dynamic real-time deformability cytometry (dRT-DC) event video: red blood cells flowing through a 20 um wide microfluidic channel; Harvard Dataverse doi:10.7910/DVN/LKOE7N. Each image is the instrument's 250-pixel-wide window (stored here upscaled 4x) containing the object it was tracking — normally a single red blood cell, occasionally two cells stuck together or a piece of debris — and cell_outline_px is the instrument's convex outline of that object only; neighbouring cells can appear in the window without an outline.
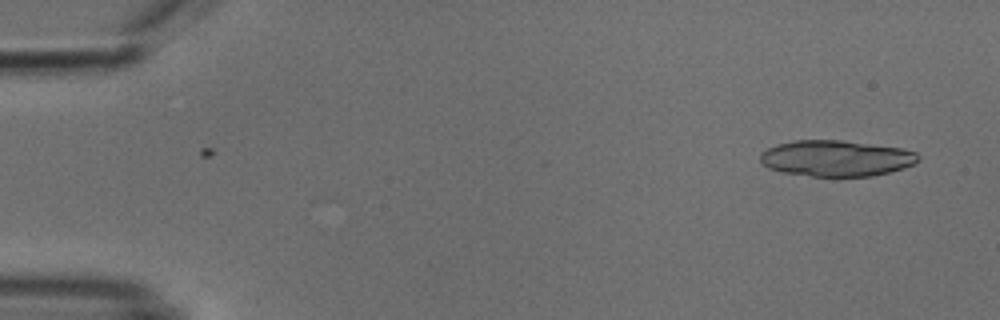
{"species": "common noctule bat (a hibernating species)", "species_latin": "Nyctalus noctula", "temperature_condition": "cold", "stored_images_in_passage": 33, "camera_frame_rate_fps": 3000, "um_per_image_px": 0.085, "animal": {"sex": "male", "body_mass_g": 18.8}, "frame": {"image": 1, "passage_image": 2, "time_ms": 0.333, "image_size_px": [1000, 320], "cell_outline_px": [[920, 160], [904, 168], [872, 176], [836, 180], [780, 172], [768, 168], [760, 160], [760, 152], [776, 144], [792, 140], [840, 140], [904, 148], [916, 152], [920, 156]], "centroid_in_image_um": [71.07, 13.49], "position_along_channel_um": 13.9, "area_um2": 34.33}}
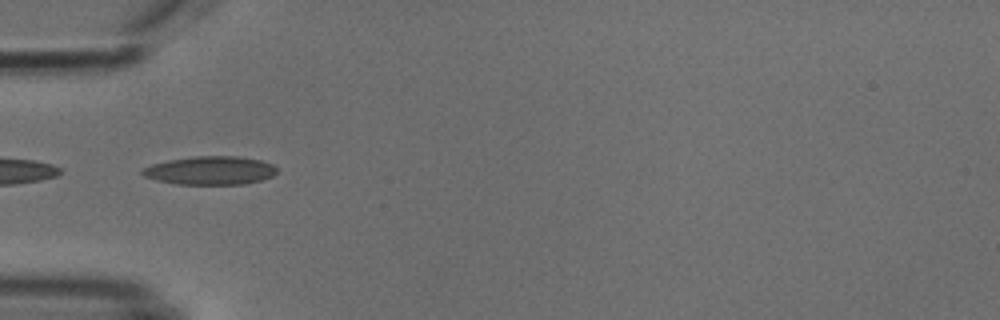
{"frame": {"image": 2, "passage_image": 16, "time_ms": 5.0, "image_size_px": [1000, 320], "cell_outline_px": [[276, 172], [272, 176], [260, 180], [244, 184], [176, 184], [156, 180], [144, 176], [140, 172], [144, 168], [152, 164], [168, 160], [196, 156], [236, 156], [260, 160], [272, 164], [276, 168]], "centroid_in_image_um": [17.85, 14.49], "position_along_channel_um": 67.1, "area_um2": 22.14}}
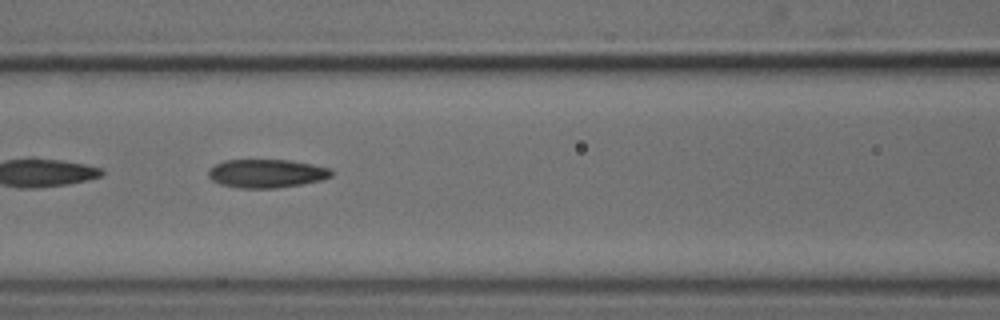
{"frame": {"image": 3, "passage_image": 22, "time_ms": 7.0, "image_size_px": [1000, 320], "cell_outline_px": [[332, 176], [320, 180], [300, 184], [276, 188], [240, 188], [220, 184], [212, 180], [208, 176], [208, 168], [224, 160], [288, 160], [312, 164], [332, 168]], "centroid_in_image_um": [22.64, 14.74], "position_along_channel_um": 144.0, "area_um2": 20.4}}